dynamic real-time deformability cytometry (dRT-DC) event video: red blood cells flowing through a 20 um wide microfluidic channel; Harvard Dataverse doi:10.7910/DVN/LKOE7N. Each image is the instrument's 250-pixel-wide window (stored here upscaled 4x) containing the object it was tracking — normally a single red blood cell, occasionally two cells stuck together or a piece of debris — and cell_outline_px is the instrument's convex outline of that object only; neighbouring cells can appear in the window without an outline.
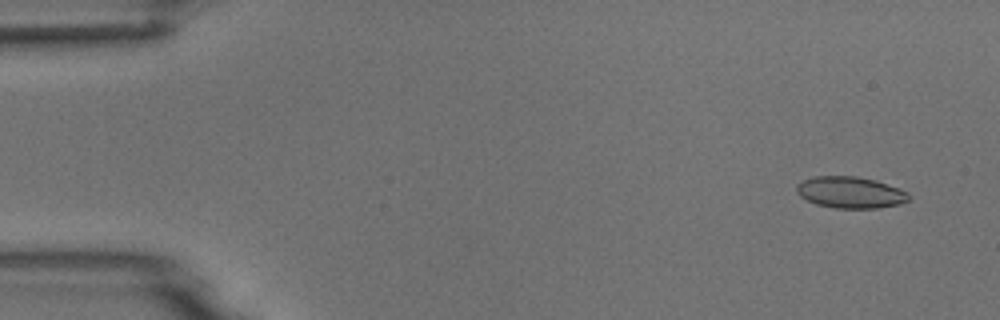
{"species": "common noctule bat (a hibernating species)", "species_latin": "Nyctalus noctula", "temperature_condition": "room temperature", "stored_images_in_passage": 5, "camera_frame_rate_fps": 3000, "um_per_image_px": 0.085, "animal": {"sex": "male", "body_mass_g": 18.8}, "frame": {"image": 1, "passage_image": 2, "time_ms": 1.0, "image_size_px": [1000, 320], "cell_outline_px": [[908, 200], [900, 204], [876, 208], [836, 208], [816, 204], [800, 196], [796, 192], [796, 184], [804, 180], [816, 176], [856, 176], [876, 180], [908, 192]], "centroid_in_image_um": [72.26, 16.35], "position_along_channel_um": 12.7, "area_um2": 20.46}}
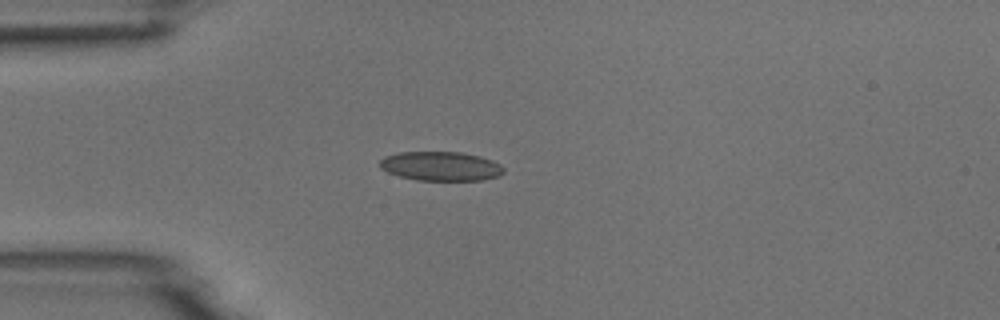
{"frame": {"image": 2, "passage_image": 5, "time_ms": 4.667, "image_size_px": [1000, 320], "cell_outline_px": [[504, 172], [500, 176], [480, 180], [416, 180], [400, 176], [388, 172], [380, 168], [380, 160], [384, 156], [400, 152], [464, 152], [480, 156], [492, 160], [500, 164], [504, 168]], "centroid_in_image_um": [37.48, 14.12], "position_along_channel_um": 47.5, "area_um2": 21.15}}